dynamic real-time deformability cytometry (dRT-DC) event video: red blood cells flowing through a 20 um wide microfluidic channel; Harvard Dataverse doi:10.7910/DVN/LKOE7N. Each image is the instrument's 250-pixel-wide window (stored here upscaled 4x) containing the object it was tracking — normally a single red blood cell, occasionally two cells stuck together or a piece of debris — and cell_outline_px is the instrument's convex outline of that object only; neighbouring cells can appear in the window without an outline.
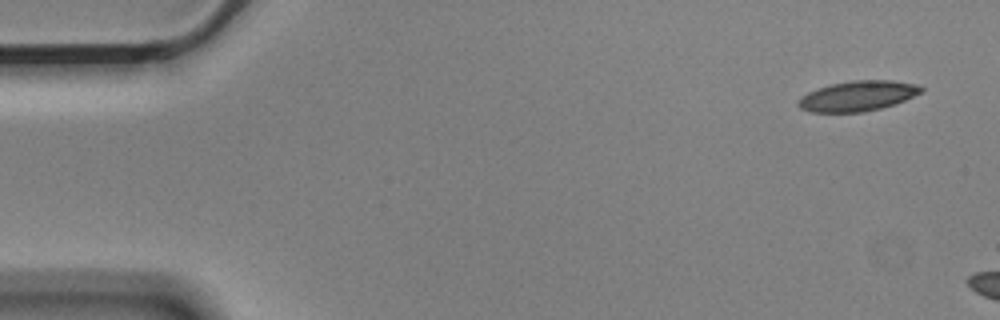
{"species": "Egyptian fruit bat (a non-hibernating species)", "species_latin": "Rousettus aegyptiacus", "temperature_condition": "cold", "stored_images_in_passage": 2, "camera_frame_rate_fps": 3000, "um_per_image_px": 0.085, "animal": {"sex": "male"}, "frame": {"image": 1, "passage_image": 1, "time_ms": 0.0, "image_size_px": [1000, 320], "cell_outline_px": [[924, 88], [920, 92], [904, 100], [880, 108], [864, 112], [812, 112], [800, 108], [796, 104], [808, 92], [832, 84], [852, 80], [888, 80], [912, 84]], "centroid_in_image_um": [72.87, 8.16], "position_along_channel_um": 12.1, "area_um2": 21.04}}